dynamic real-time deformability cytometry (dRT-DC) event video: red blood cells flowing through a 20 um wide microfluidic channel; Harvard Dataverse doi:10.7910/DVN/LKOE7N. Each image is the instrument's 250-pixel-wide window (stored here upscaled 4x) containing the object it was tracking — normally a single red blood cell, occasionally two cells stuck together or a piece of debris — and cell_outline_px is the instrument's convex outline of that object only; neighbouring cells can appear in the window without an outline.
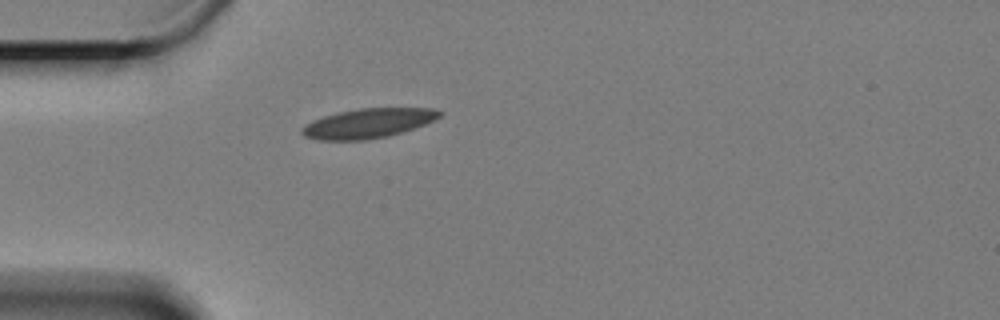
{"species": "Egyptian fruit bat (a non-hibernating species)", "species_latin": "Rousettus aegyptiacus", "temperature_condition": "cold", "stored_images_in_passage": 3, "camera_frame_rate_fps": 3000, "um_per_image_px": 0.085, "animal": {"sex": "female"}, "frame": {"image": 1, "passage_image": 1, "time_ms": 0.0, "image_size_px": [1000, 320], "cell_outline_px": [[444, 112], [440, 116], [424, 124], [388, 136], [364, 140], [320, 140], [304, 136], [300, 132], [300, 128], [304, 124], [312, 120], [324, 116], [340, 112], [360, 108], [436, 108]], "centroid_in_image_um": [31.25, 10.47], "position_along_channel_um": 53.8, "area_um2": 23.58}}